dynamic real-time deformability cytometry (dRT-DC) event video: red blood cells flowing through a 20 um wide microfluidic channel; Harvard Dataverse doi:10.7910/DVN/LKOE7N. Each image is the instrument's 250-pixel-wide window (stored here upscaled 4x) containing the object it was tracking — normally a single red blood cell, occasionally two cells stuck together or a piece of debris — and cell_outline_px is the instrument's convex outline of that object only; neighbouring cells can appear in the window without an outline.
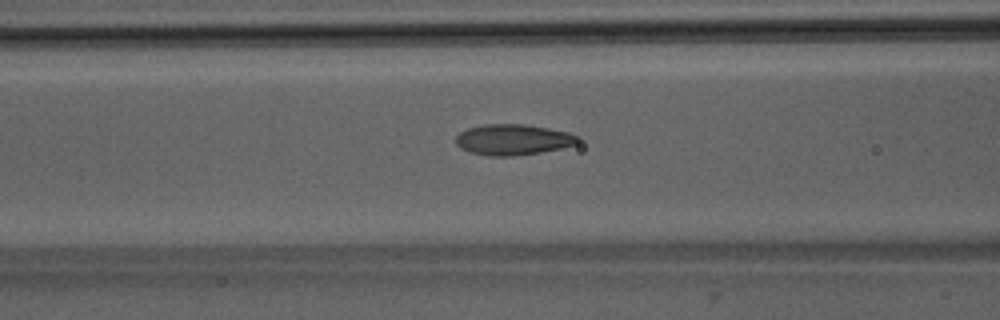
{"species": "Egyptian fruit bat (a non-hibernating species)", "species_latin": "Rousettus aegyptiacus", "temperature_condition": "room temperature", "stored_images_in_passage": 38, "camera_frame_rate_fps": 3000, "um_per_image_px": 0.085, "animal": {"sex": "male"}, "frame": {"image": 1, "passage_image": 8, "time_ms": 2.333, "image_size_px": [1000, 320], "cell_outline_px": [[580, 140], [576, 144], [560, 148], [540, 152], [512, 156], [488, 156], [468, 152], [460, 148], [456, 144], [456, 136], [460, 132], [468, 128], [484, 124], [524, 124], [548, 128], [568, 132], [580, 136]], "centroid_in_image_um": [43.59, 11.87], "position_along_channel_um": 123.0, "area_um2": 21.96}}
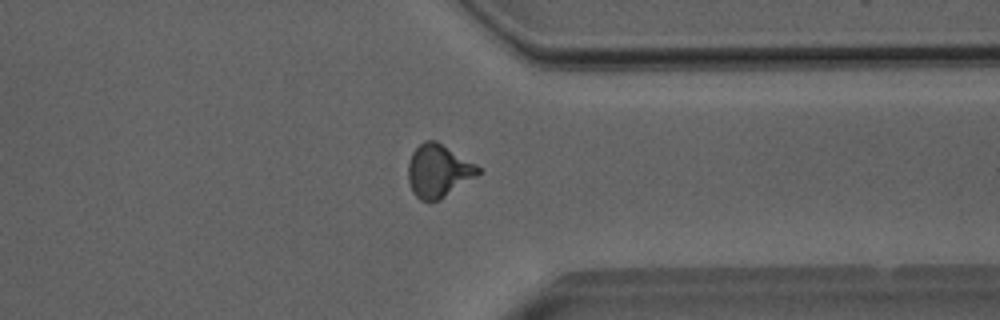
{"frame": {"image": 2, "passage_image": 27, "time_ms": 8.667, "image_size_px": [1000, 320], "cell_outline_px": [[480, 172], [476, 176], [440, 200], [420, 200], [416, 196], [408, 180], [408, 160], [412, 152], [424, 140], [436, 140], [476, 164], [480, 168]], "centroid_in_image_um": [37.25, 14.5], "position_along_channel_um": 374.2, "area_um2": 21.39}}
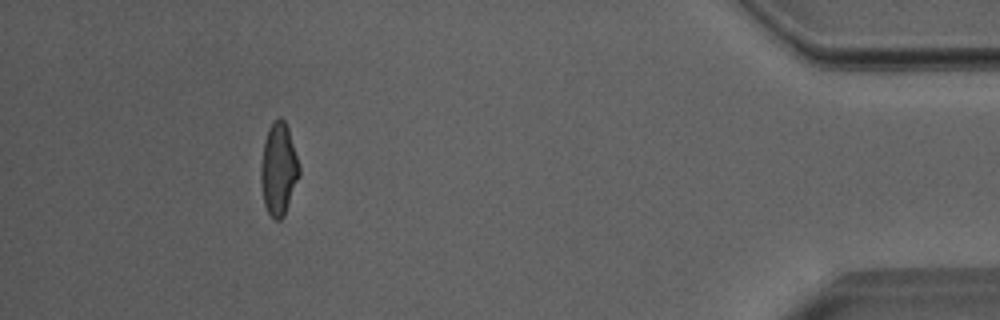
{"frame": {"image": 3, "passage_image": 34, "time_ms": 11.0, "image_size_px": [1000, 320], "cell_outline_px": [[300, 176], [284, 216], [280, 220], [272, 220], [264, 204], [260, 180], [260, 168], [264, 140], [268, 128], [280, 116], [284, 120], [288, 128], [300, 168]], "centroid_in_image_um": [23.67, 14.41], "position_along_channel_um": 411.5, "area_um2": 20.75}, "authors_computed_cell_mechanics": {"area_um2": 20.7791, "velocity_mm_per_s": 4.0073, "shape_relaxation_time_tau1_ms": 7.5034, "shape_relaxation_time_tau2_ms": 1.1887, "deformation_change_tau1": 0.2137, "deformation_change_tau2": 0.0827}}